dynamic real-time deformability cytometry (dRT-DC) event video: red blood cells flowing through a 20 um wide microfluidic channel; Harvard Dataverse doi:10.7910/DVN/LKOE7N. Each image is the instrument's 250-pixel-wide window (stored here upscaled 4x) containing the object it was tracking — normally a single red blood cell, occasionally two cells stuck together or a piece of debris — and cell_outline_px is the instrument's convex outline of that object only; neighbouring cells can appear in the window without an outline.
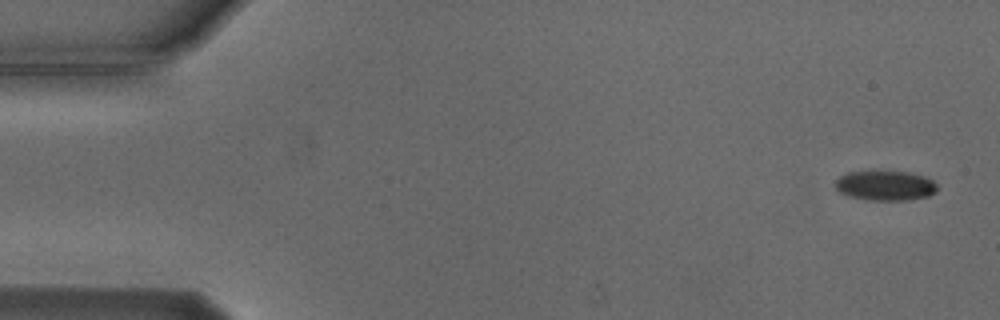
{"species": "Egyptian fruit bat (a non-hibernating species)", "species_latin": "Rousettus aegyptiacus", "temperature_condition": "cold", "stored_images_in_passage": 5, "camera_frame_rate_fps": 3000, "um_per_image_px": 0.085, "animal": {"sex": "male"}, "frame": {"image": 1, "passage_image": 1, "time_ms": 0.0, "image_size_px": [1000, 320], "cell_outline_px": [[936, 192], [928, 196], [908, 200], [864, 200], [848, 196], [840, 192], [836, 188], [836, 180], [840, 176], [848, 172], [908, 172], [924, 176], [932, 180], [936, 184]], "centroid_in_image_um": [75.25, 15.79], "position_along_channel_um": 9.8, "area_um2": 17.57}}
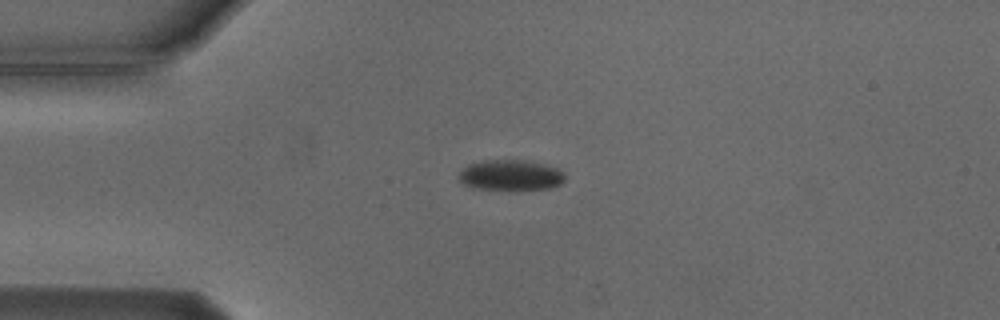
{"frame": {"image": 2, "passage_image": 4, "time_ms": 3.667, "image_size_px": [1000, 320], "cell_outline_px": [[564, 180], [560, 184], [552, 188], [476, 188], [464, 184], [460, 180], [460, 172], [468, 164], [488, 160], [524, 160], [560, 168], [564, 172]], "centroid_in_image_um": [43.44, 14.86], "position_along_channel_um": 41.6, "area_um2": 18.32}}